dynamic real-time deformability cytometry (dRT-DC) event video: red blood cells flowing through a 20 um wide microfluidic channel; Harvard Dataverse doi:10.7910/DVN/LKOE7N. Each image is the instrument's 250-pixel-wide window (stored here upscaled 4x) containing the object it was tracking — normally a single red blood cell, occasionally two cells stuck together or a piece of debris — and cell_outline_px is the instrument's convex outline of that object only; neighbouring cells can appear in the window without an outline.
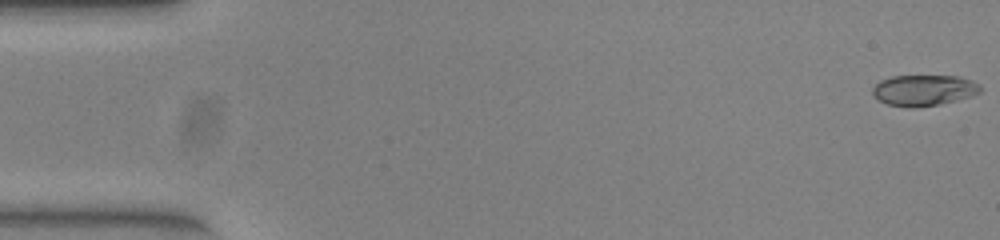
{"species": "common noctule bat (a hibernating species)", "species_latin": "Nyctalus noctula", "temperature_condition": "warm", "stored_images_in_passage": 13, "camera_frame_rate_fps": 3000, "um_per_image_px": 0.085, "animal": {"sex": "female", "body_mass_g": 23.0, "forearm_length_mm": 53.4}, "frame": {"image": 1, "passage_image": 1, "time_ms": 0.0, "image_size_px": [1000, 240], "cell_outline_px": [[980, 92], [972, 96], [940, 104], [912, 108], [908, 108], [888, 104], [872, 96], [872, 88], [880, 80], [892, 76], [956, 76], [972, 80], [980, 84]], "centroid_in_image_um": [78.51, 7.67], "position_along_channel_um": 6.5, "area_um2": 19.48}}